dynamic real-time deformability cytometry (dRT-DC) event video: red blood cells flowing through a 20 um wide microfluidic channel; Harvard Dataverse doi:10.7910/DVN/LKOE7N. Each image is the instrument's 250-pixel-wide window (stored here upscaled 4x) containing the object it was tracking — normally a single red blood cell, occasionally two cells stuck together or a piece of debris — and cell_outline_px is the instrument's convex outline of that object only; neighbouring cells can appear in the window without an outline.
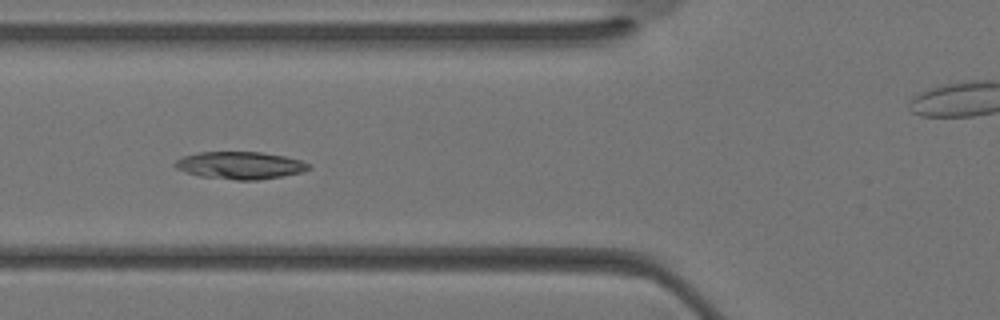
{"species": "Egyptian fruit bat (a non-hibernating species)", "species_latin": "Rousettus aegyptiacus", "temperature_condition": "warm", "stored_images_in_passage": 35, "camera_frame_rate_fps": 3000, "um_per_image_px": 0.085, "animal": {"sex": "female"}, "frame": {"image": 1, "passage_image": 12, "time_ms": 3.667, "image_size_px": [1000, 320], "cell_outline_px": [[312, 168], [300, 172], [280, 176], [256, 180], [236, 180], [200, 176], [176, 168], [172, 164], [176, 160], [184, 156], [200, 152], [260, 152], [284, 156], [300, 160], [308, 164]], "centroid_in_image_um": [20.39, 14.05], "position_along_channel_um": 105.4, "area_um2": 21.04}}
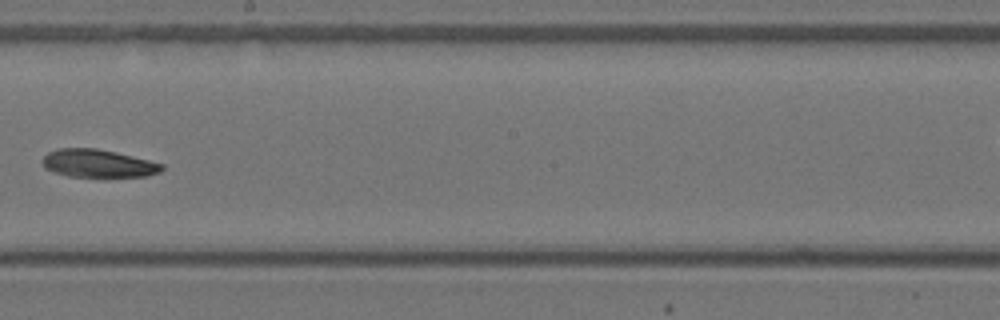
{"frame": {"image": 2, "passage_image": 19, "time_ms": 6.0, "image_size_px": [1000, 320], "cell_outline_px": [[164, 168], [160, 172], [144, 176], [68, 176], [44, 168], [40, 160], [48, 152], [60, 148], [96, 148], [116, 152], [164, 164]], "centroid_in_image_um": [8.31, 13.88], "position_along_channel_um": 239.9, "area_um2": 19.25}}
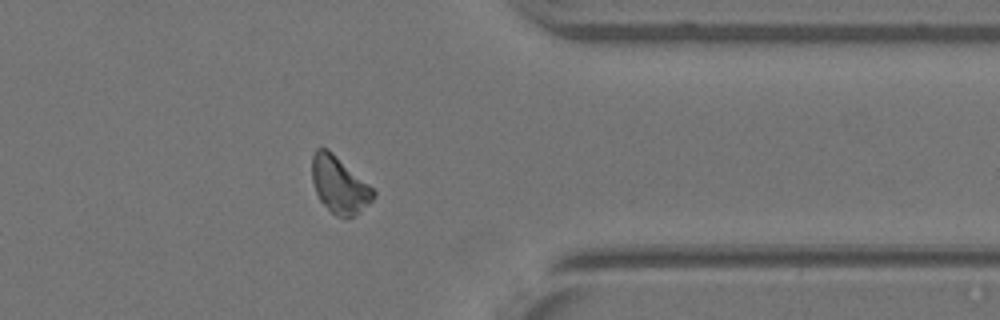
{"frame": {"image": 3, "passage_image": 27, "time_ms": 8.667, "image_size_px": [1000, 320], "cell_outline_px": [[376, 196], [356, 216], [336, 216], [320, 200], [316, 192], [312, 180], [312, 156], [316, 148], [328, 148], [368, 184], [376, 192]], "centroid_in_image_um": [28.84, 15.7], "position_along_channel_um": 382.6, "area_um2": 20.0}}